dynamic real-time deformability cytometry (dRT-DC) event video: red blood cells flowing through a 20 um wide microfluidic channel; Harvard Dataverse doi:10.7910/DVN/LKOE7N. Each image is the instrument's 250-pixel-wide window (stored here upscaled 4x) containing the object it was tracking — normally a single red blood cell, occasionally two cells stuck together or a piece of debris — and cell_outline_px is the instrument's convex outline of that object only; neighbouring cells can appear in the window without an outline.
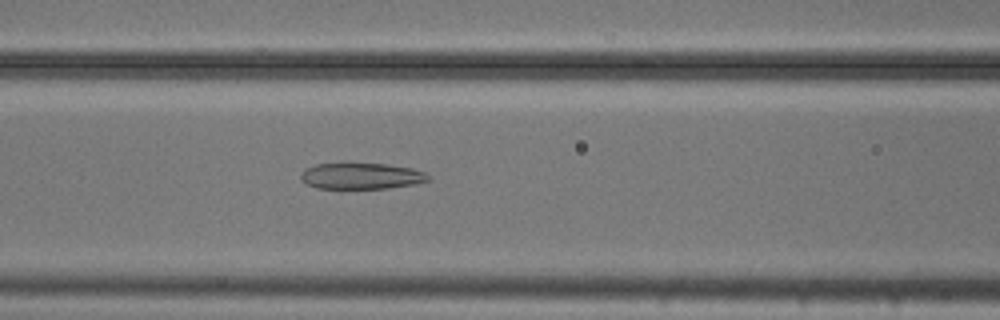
{"species": "common noctule bat (a hibernating species)", "species_latin": "Nyctalus noctula", "temperature_condition": "cold", "stored_images_in_passage": 36, "camera_frame_rate_fps": 3000, "um_per_image_px": 0.085, "animal": {"sex": "male", "body_mass_g": 20.5, "forearm_length_mm": 52.5}, "frame": {"image": 1, "passage_image": 12, "time_ms": 3.667, "image_size_px": [1000, 320], "cell_outline_px": [[428, 180], [416, 184], [388, 188], [316, 188], [300, 180], [300, 172], [304, 168], [316, 164], [348, 160], [384, 164], [412, 168], [424, 172], [428, 176]], "centroid_in_image_um": [30.62, 14.91], "position_along_channel_um": 136.0, "area_um2": 20.23}}
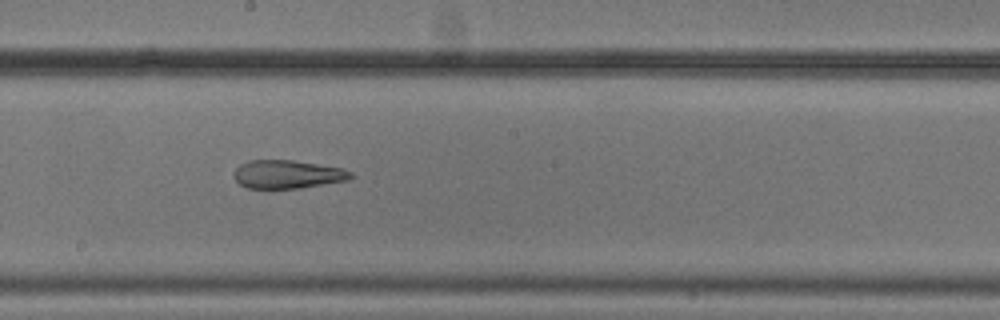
{"frame": {"image": 2, "passage_image": 19, "time_ms": 6.0, "image_size_px": [1000, 320], "cell_outline_px": [[352, 176], [348, 180], [300, 188], [248, 188], [240, 184], [236, 180], [236, 168], [240, 164], [248, 160], [292, 160], [344, 168], [352, 172]], "centroid_in_image_um": [24.47, 14.81], "position_along_channel_um": 223.7, "area_um2": 19.13}}
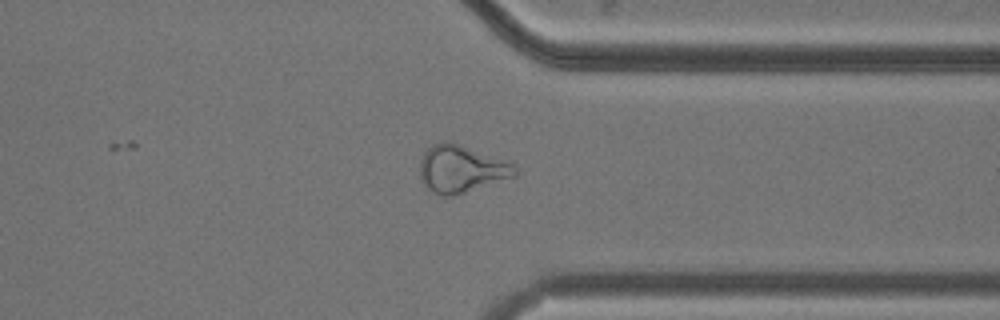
{"frame": {"image": 3, "passage_image": 31, "time_ms": 10.0, "image_size_px": [1000, 320], "cell_outline_px": [[520, 172], [516, 176], [452, 196], [440, 196], [432, 192], [420, 180], [420, 160], [424, 152], [432, 144], [444, 140], [448, 140], [516, 164]], "centroid_in_image_um": [39.21, 14.35], "position_along_channel_um": 372.2, "area_um2": 26.41}, "authors_computed_cell_mechanics": {"area_um2": 19.9988, "velocity_mm_per_s": 3.7656, "shape_relaxation_time_tau1_ms": null, "shape_relaxation_time_tau2_ms": 3.1495, "deformation_change_tau1": null, "deformation_change_tau2": 0.1105}}